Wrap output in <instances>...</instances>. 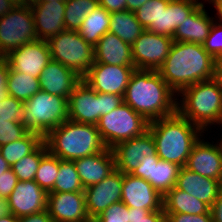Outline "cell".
<instances>
[{
    "mask_svg": "<svg viewBox=\"0 0 222 222\" xmlns=\"http://www.w3.org/2000/svg\"><path fill=\"white\" fill-rule=\"evenodd\" d=\"M176 95L157 71L135 69L123 102L150 122L177 112Z\"/></svg>",
    "mask_w": 222,
    "mask_h": 222,
    "instance_id": "obj_1",
    "label": "cell"
},
{
    "mask_svg": "<svg viewBox=\"0 0 222 222\" xmlns=\"http://www.w3.org/2000/svg\"><path fill=\"white\" fill-rule=\"evenodd\" d=\"M214 62L202 44L174 41L157 72L178 95L192 84L213 79Z\"/></svg>",
    "mask_w": 222,
    "mask_h": 222,
    "instance_id": "obj_2",
    "label": "cell"
},
{
    "mask_svg": "<svg viewBox=\"0 0 222 222\" xmlns=\"http://www.w3.org/2000/svg\"><path fill=\"white\" fill-rule=\"evenodd\" d=\"M148 130L153 136L158 157L180 167L186 166L193 145L205 133L178 112L150 121Z\"/></svg>",
    "mask_w": 222,
    "mask_h": 222,
    "instance_id": "obj_3",
    "label": "cell"
},
{
    "mask_svg": "<svg viewBox=\"0 0 222 222\" xmlns=\"http://www.w3.org/2000/svg\"><path fill=\"white\" fill-rule=\"evenodd\" d=\"M44 142L51 154L69 161L97 154L106 148L97 125L69 119L52 129L44 137Z\"/></svg>",
    "mask_w": 222,
    "mask_h": 222,
    "instance_id": "obj_4",
    "label": "cell"
},
{
    "mask_svg": "<svg viewBox=\"0 0 222 222\" xmlns=\"http://www.w3.org/2000/svg\"><path fill=\"white\" fill-rule=\"evenodd\" d=\"M177 112L203 131L222 120V89L213 80L192 84L178 95ZM183 97V98H182Z\"/></svg>",
    "mask_w": 222,
    "mask_h": 222,
    "instance_id": "obj_5",
    "label": "cell"
},
{
    "mask_svg": "<svg viewBox=\"0 0 222 222\" xmlns=\"http://www.w3.org/2000/svg\"><path fill=\"white\" fill-rule=\"evenodd\" d=\"M25 106V129L43 138L68 120V98L38 91Z\"/></svg>",
    "mask_w": 222,
    "mask_h": 222,
    "instance_id": "obj_6",
    "label": "cell"
},
{
    "mask_svg": "<svg viewBox=\"0 0 222 222\" xmlns=\"http://www.w3.org/2000/svg\"><path fill=\"white\" fill-rule=\"evenodd\" d=\"M122 103L121 95L96 92L81 80L69 95L68 119L97 125L101 116L110 113Z\"/></svg>",
    "mask_w": 222,
    "mask_h": 222,
    "instance_id": "obj_7",
    "label": "cell"
},
{
    "mask_svg": "<svg viewBox=\"0 0 222 222\" xmlns=\"http://www.w3.org/2000/svg\"><path fill=\"white\" fill-rule=\"evenodd\" d=\"M47 42L51 60L60 62L82 78L95 62L94 46L87 43L78 31L64 30Z\"/></svg>",
    "mask_w": 222,
    "mask_h": 222,
    "instance_id": "obj_8",
    "label": "cell"
},
{
    "mask_svg": "<svg viewBox=\"0 0 222 222\" xmlns=\"http://www.w3.org/2000/svg\"><path fill=\"white\" fill-rule=\"evenodd\" d=\"M149 122L124 102L100 117L97 123L100 137L106 148L142 135L148 130Z\"/></svg>",
    "mask_w": 222,
    "mask_h": 222,
    "instance_id": "obj_9",
    "label": "cell"
},
{
    "mask_svg": "<svg viewBox=\"0 0 222 222\" xmlns=\"http://www.w3.org/2000/svg\"><path fill=\"white\" fill-rule=\"evenodd\" d=\"M36 40L34 16L29 5L15 6L0 17V56Z\"/></svg>",
    "mask_w": 222,
    "mask_h": 222,
    "instance_id": "obj_10",
    "label": "cell"
},
{
    "mask_svg": "<svg viewBox=\"0 0 222 222\" xmlns=\"http://www.w3.org/2000/svg\"><path fill=\"white\" fill-rule=\"evenodd\" d=\"M174 40L170 36L144 30L131 45L136 69L157 71L167 58Z\"/></svg>",
    "mask_w": 222,
    "mask_h": 222,
    "instance_id": "obj_11",
    "label": "cell"
},
{
    "mask_svg": "<svg viewBox=\"0 0 222 222\" xmlns=\"http://www.w3.org/2000/svg\"><path fill=\"white\" fill-rule=\"evenodd\" d=\"M135 66L93 63L82 80L99 93L125 94Z\"/></svg>",
    "mask_w": 222,
    "mask_h": 222,
    "instance_id": "obj_12",
    "label": "cell"
},
{
    "mask_svg": "<svg viewBox=\"0 0 222 222\" xmlns=\"http://www.w3.org/2000/svg\"><path fill=\"white\" fill-rule=\"evenodd\" d=\"M112 149L115 168L131 174L145 157L158 156L153 136L149 130L142 135L116 144Z\"/></svg>",
    "mask_w": 222,
    "mask_h": 222,
    "instance_id": "obj_13",
    "label": "cell"
},
{
    "mask_svg": "<svg viewBox=\"0 0 222 222\" xmlns=\"http://www.w3.org/2000/svg\"><path fill=\"white\" fill-rule=\"evenodd\" d=\"M10 69L39 78L42 70L51 61L48 42L36 40L20 46L6 56Z\"/></svg>",
    "mask_w": 222,
    "mask_h": 222,
    "instance_id": "obj_14",
    "label": "cell"
},
{
    "mask_svg": "<svg viewBox=\"0 0 222 222\" xmlns=\"http://www.w3.org/2000/svg\"><path fill=\"white\" fill-rule=\"evenodd\" d=\"M123 173L115 169L99 183L84 189L87 213L94 219L113 203L121 201Z\"/></svg>",
    "mask_w": 222,
    "mask_h": 222,
    "instance_id": "obj_15",
    "label": "cell"
},
{
    "mask_svg": "<svg viewBox=\"0 0 222 222\" xmlns=\"http://www.w3.org/2000/svg\"><path fill=\"white\" fill-rule=\"evenodd\" d=\"M47 211L54 222H92L84 192L48 193Z\"/></svg>",
    "mask_w": 222,
    "mask_h": 222,
    "instance_id": "obj_16",
    "label": "cell"
},
{
    "mask_svg": "<svg viewBox=\"0 0 222 222\" xmlns=\"http://www.w3.org/2000/svg\"><path fill=\"white\" fill-rule=\"evenodd\" d=\"M203 136L193 145L186 168L197 174L222 181V144L206 142Z\"/></svg>",
    "mask_w": 222,
    "mask_h": 222,
    "instance_id": "obj_17",
    "label": "cell"
},
{
    "mask_svg": "<svg viewBox=\"0 0 222 222\" xmlns=\"http://www.w3.org/2000/svg\"><path fill=\"white\" fill-rule=\"evenodd\" d=\"M47 194L34 180L18 181L7 198L9 211L19 218L47 210Z\"/></svg>",
    "mask_w": 222,
    "mask_h": 222,
    "instance_id": "obj_18",
    "label": "cell"
},
{
    "mask_svg": "<svg viewBox=\"0 0 222 222\" xmlns=\"http://www.w3.org/2000/svg\"><path fill=\"white\" fill-rule=\"evenodd\" d=\"M121 201L128 207L164 210L163 196L145 179L123 174Z\"/></svg>",
    "mask_w": 222,
    "mask_h": 222,
    "instance_id": "obj_19",
    "label": "cell"
},
{
    "mask_svg": "<svg viewBox=\"0 0 222 222\" xmlns=\"http://www.w3.org/2000/svg\"><path fill=\"white\" fill-rule=\"evenodd\" d=\"M145 158L131 174L147 180L164 196L176 185L181 167L177 164L161 160L158 156Z\"/></svg>",
    "mask_w": 222,
    "mask_h": 222,
    "instance_id": "obj_20",
    "label": "cell"
},
{
    "mask_svg": "<svg viewBox=\"0 0 222 222\" xmlns=\"http://www.w3.org/2000/svg\"><path fill=\"white\" fill-rule=\"evenodd\" d=\"M30 7L34 16L35 32L38 39L48 41L66 30L64 24L65 1H38Z\"/></svg>",
    "mask_w": 222,
    "mask_h": 222,
    "instance_id": "obj_21",
    "label": "cell"
},
{
    "mask_svg": "<svg viewBox=\"0 0 222 222\" xmlns=\"http://www.w3.org/2000/svg\"><path fill=\"white\" fill-rule=\"evenodd\" d=\"M82 77L60 62L51 60L39 76L40 89L52 95L69 98Z\"/></svg>",
    "mask_w": 222,
    "mask_h": 222,
    "instance_id": "obj_22",
    "label": "cell"
},
{
    "mask_svg": "<svg viewBox=\"0 0 222 222\" xmlns=\"http://www.w3.org/2000/svg\"><path fill=\"white\" fill-rule=\"evenodd\" d=\"M74 164L84 189L99 183L116 169L114 155L110 148L76 159Z\"/></svg>",
    "mask_w": 222,
    "mask_h": 222,
    "instance_id": "obj_23",
    "label": "cell"
},
{
    "mask_svg": "<svg viewBox=\"0 0 222 222\" xmlns=\"http://www.w3.org/2000/svg\"><path fill=\"white\" fill-rule=\"evenodd\" d=\"M175 186L203 201L209 207L222 191V181L201 176L185 166L180 168Z\"/></svg>",
    "mask_w": 222,
    "mask_h": 222,
    "instance_id": "obj_24",
    "label": "cell"
},
{
    "mask_svg": "<svg viewBox=\"0 0 222 222\" xmlns=\"http://www.w3.org/2000/svg\"><path fill=\"white\" fill-rule=\"evenodd\" d=\"M200 0H161L158 34L173 37L175 30L202 3Z\"/></svg>",
    "mask_w": 222,
    "mask_h": 222,
    "instance_id": "obj_25",
    "label": "cell"
},
{
    "mask_svg": "<svg viewBox=\"0 0 222 222\" xmlns=\"http://www.w3.org/2000/svg\"><path fill=\"white\" fill-rule=\"evenodd\" d=\"M95 62L109 65L134 66L131 45L107 32L94 46Z\"/></svg>",
    "mask_w": 222,
    "mask_h": 222,
    "instance_id": "obj_26",
    "label": "cell"
},
{
    "mask_svg": "<svg viewBox=\"0 0 222 222\" xmlns=\"http://www.w3.org/2000/svg\"><path fill=\"white\" fill-rule=\"evenodd\" d=\"M214 17H210L201 3L175 30L172 37L175 42L203 44L209 35Z\"/></svg>",
    "mask_w": 222,
    "mask_h": 222,
    "instance_id": "obj_27",
    "label": "cell"
},
{
    "mask_svg": "<svg viewBox=\"0 0 222 222\" xmlns=\"http://www.w3.org/2000/svg\"><path fill=\"white\" fill-rule=\"evenodd\" d=\"M164 213L206 214L210 207L203 201L174 186L163 196Z\"/></svg>",
    "mask_w": 222,
    "mask_h": 222,
    "instance_id": "obj_28",
    "label": "cell"
},
{
    "mask_svg": "<svg viewBox=\"0 0 222 222\" xmlns=\"http://www.w3.org/2000/svg\"><path fill=\"white\" fill-rule=\"evenodd\" d=\"M110 33L115 34L125 43L132 45L145 28L136 19L135 13L123 10L110 13Z\"/></svg>",
    "mask_w": 222,
    "mask_h": 222,
    "instance_id": "obj_29",
    "label": "cell"
},
{
    "mask_svg": "<svg viewBox=\"0 0 222 222\" xmlns=\"http://www.w3.org/2000/svg\"><path fill=\"white\" fill-rule=\"evenodd\" d=\"M110 13L98 6L83 20L78 32L92 46H95L103 35L109 31Z\"/></svg>",
    "mask_w": 222,
    "mask_h": 222,
    "instance_id": "obj_30",
    "label": "cell"
},
{
    "mask_svg": "<svg viewBox=\"0 0 222 222\" xmlns=\"http://www.w3.org/2000/svg\"><path fill=\"white\" fill-rule=\"evenodd\" d=\"M44 138L33 132H27L22 138L14 142L0 146V154L11 167L13 164L34 152L42 143Z\"/></svg>",
    "mask_w": 222,
    "mask_h": 222,
    "instance_id": "obj_31",
    "label": "cell"
},
{
    "mask_svg": "<svg viewBox=\"0 0 222 222\" xmlns=\"http://www.w3.org/2000/svg\"><path fill=\"white\" fill-rule=\"evenodd\" d=\"M40 90L39 78L9 68L6 95L25 102Z\"/></svg>",
    "mask_w": 222,
    "mask_h": 222,
    "instance_id": "obj_32",
    "label": "cell"
},
{
    "mask_svg": "<svg viewBox=\"0 0 222 222\" xmlns=\"http://www.w3.org/2000/svg\"><path fill=\"white\" fill-rule=\"evenodd\" d=\"M98 6V0H65V29L78 31L85 17Z\"/></svg>",
    "mask_w": 222,
    "mask_h": 222,
    "instance_id": "obj_33",
    "label": "cell"
},
{
    "mask_svg": "<svg viewBox=\"0 0 222 222\" xmlns=\"http://www.w3.org/2000/svg\"><path fill=\"white\" fill-rule=\"evenodd\" d=\"M84 192L74 161L59 158V172L53 189L49 193Z\"/></svg>",
    "mask_w": 222,
    "mask_h": 222,
    "instance_id": "obj_34",
    "label": "cell"
},
{
    "mask_svg": "<svg viewBox=\"0 0 222 222\" xmlns=\"http://www.w3.org/2000/svg\"><path fill=\"white\" fill-rule=\"evenodd\" d=\"M47 152L46 143L43 142L34 152L13 164L11 170L17 176L18 181L34 180L39 163Z\"/></svg>",
    "mask_w": 222,
    "mask_h": 222,
    "instance_id": "obj_35",
    "label": "cell"
},
{
    "mask_svg": "<svg viewBox=\"0 0 222 222\" xmlns=\"http://www.w3.org/2000/svg\"><path fill=\"white\" fill-rule=\"evenodd\" d=\"M58 172L59 158L48 151L39 163L34 181L49 193L54 187Z\"/></svg>",
    "mask_w": 222,
    "mask_h": 222,
    "instance_id": "obj_36",
    "label": "cell"
},
{
    "mask_svg": "<svg viewBox=\"0 0 222 222\" xmlns=\"http://www.w3.org/2000/svg\"><path fill=\"white\" fill-rule=\"evenodd\" d=\"M161 12V0H148L134 13L136 19L148 31L158 34V16Z\"/></svg>",
    "mask_w": 222,
    "mask_h": 222,
    "instance_id": "obj_37",
    "label": "cell"
},
{
    "mask_svg": "<svg viewBox=\"0 0 222 222\" xmlns=\"http://www.w3.org/2000/svg\"><path fill=\"white\" fill-rule=\"evenodd\" d=\"M0 119L22 123L25 127L24 102L6 95L0 103Z\"/></svg>",
    "mask_w": 222,
    "mask_h": 222,
    "instance_id": "obj_38",
    "label": "cell"
},
{
    "mask_svg": "<svg viewBox=\"0 0 222 222\" xmlns=\"http://www.w3.org/2000/svg\"><path fill=\"white\" fill-rule=\"evenodd\" d=\"M129 207L122 201L113 203L92 222H129Z\"/></svg>",
    "mask_w": 222,
    "mask_h": 222,
    "instance_id": "obj_39",
    "label": "cell"
},
{
    "mask_svg": "<svg viewBox=\"0 0 222 222\" xmlns=\"http://www.w3.org/2000/svg\"><path fill=\"white\" fill-rule=\"evenodd\" d=\"M27 132L22 123L0 119V146L22 138Z\"/></svg>",
    "mask_w": 222,
    "mask_h": 222,
    "instance_id": "obj_40",
    "label": "cell"
},
{
    "mask_svg": "<svg viewBox=\"0 0 222 222\" xmlns=\"http://www.w3.org/2000/svg\"><path fill=\"white\" fill-rule=\"evenodd\" d=\"M204 49L214 58L222 57V23L214 21L208 37L202 44Z\"/></svg>",
    "mask_w": 222,
    "mask_h": 222,
    "instance_id": "obj_41",
    "label": "cell"
},
{
    "mask_svg": "<svg viewBox=\"0 0 222 222\" xmlns=\"http://www.w3.org/2000/svg\"><path fill=\"white\" fill-rule=\"evenodd\" d=\"M129 222H165L164 210L149 211L129 207Z\"/></svg>",
    "mask_w": 222,
    "mask_h": 222,
    "instance_id": "obj_42",
    "label": "cell"
},
{
    "mask_svg": "<svg viewBox=\"0 0 222 222\" xmlns=\"http://www.w3.org/2000/svg\"><path fill=\"white\" fill-rule=\"evenodd\" d=\"M165 222H213L211 212L189 215L184 213H165Z\"/></svg>",
    "mask_w": 222,
    "mask_h": 222,
    "instance_id": "obj_43",
    "label": "cell"
},
{
    "mask_svg": "<svg viewBox=\"0 0 222 222\" xmlns=\"http://www.w3.org/2000/svg\"><path fill=\"white\" fill-rule=\"evenodd\" d=\"M18 182L17 176L11 170L0 175V198L7 199Z\"/></svg>",
    "mask_w": 222,
    "mask_h": 222,
    "instance_id": "obj_44",
    "label": "cell"
},
{
    "mask_svg": "<svg viewBox=\"0 0 222 222\" xmlns=\"http://www.w3.org/2000/svg\"><path fill=\"white\" fill-rule=\"evenodd\" d=\"M9 72L8 62L5 56H0V103L6 96L7 76Z\"/></svg>",
    "mask_w": 222,
    "mask_h": 222,
    "instance_id": "obj_45",
    "label": "cell"
},
{
    "mask_svg": "<svg viewBox=\"0 0 222 222\" xmlns=\"http://www.w3.org/2000/svg\"><path fill=\"white\" fill-rule=\"evenodd\" d=\"M127 0H98L99 6L109 13L126 10Z\"/></svg>",
    "mask_w": 222,
    "mask_h": 222,
    "instance_id": "obj_46",
    "label": "cell"
},
{
    "mask_svg": "<svg viewBox=\"0 0 222 222\" xmlns=\"http://www.w3.org/2000/svg\"><path fill=\"white\" fill-rule=\"evenodd\" d=\"M18 222H54L47 210L18 218Z\"/></svg>",
    "mask_w": 222,
    "mask_h": 222,
    "instance_id": "obj_47",
    "label": "cell"
},
{
    "mask_svg": "<svg viewBox=\"0 0 222 222\" xmlns=\"http://www.w3.org/2000/svg\"><path fill=\"white\" fill-rule=\"evenodd\" d=\"M213 222H222V191L210 207Z\"/></svg>",
    "mask_w": 222,
    "mask_h": 222,
    "instance_id": "obj_48",
    "label": "cell"
},
{
    "mask_svg": "<svg viewBox=\"0 0 222 222\" xmlns=\"http://www.w3.org/2000/svg\"><path fill=\"white\" fill-rule=\"evenodd\" d=\"M213 80L222 89V57L215 59Z\"/></svg>",
    "mask_w": 222,
    "mask_h": 222,
    "instance_id": "obj_49",
    "label": "cell"
},
{
    "mask_svg": "<svg viewBox=\"0 0 222 222\" xmlns=\"http://www.w3.org/2000/svg\"><path fill=\"white\" fill-rule=\"evenodd\" d=\"M148 0H127L126 10L135 12L139 7H141Z\"/></svg>",
    "mask_w": 222,
    "mask_h": 222,
    "instance_id": "obj_50",
    "label": "cell"
},
{
    "mask_svg": "<svg viewBox=\"0 0 222 222\" xmlns=\"http://www.w3.org/2000/svg\"><path fill=\"white\" fill-rule=\"evenodd\" d=\"M15 5L9 0H0V17L10 12Z\"/></svg>",
    "mask_w": 222,
    "mask_h": 222,
    "instance_id": "obj_51",
    "label": "cell"
},
{
    "mask_svg": "<svg viewBox=\"0 0 222 222\" xmlns=\"http://www.w3.org/2000/svg\"><path fill=\"white\" fill-rule=\"evenodd\" d=\"M209 1V2H208ZM206 2L213 4L217 13L215 15L218 17L217 21L222 23V0H206Z\"/></svg>",
    "mask_w": 222,
    "mask_h": 222,
    "instance_id": "obj_52",
    "label": "cell"
},
{
    "mask_svg": "<svg viewBox=\"0 0 222 222\" xmlns=\"http://www.w3.org/2000/svg\"><path fill=\"white\" fill-rule=\"evenodd\" d=\"M10 213L7 199L0 198V216Z\"/></svg>",
    "mask_w": 222,
    "mask_h": 222,
    "instance_id": "obj_53",
    "label": "cell"
},
{
    "mask_svg": "<svg viewBox=\"0 0 222 222\" xmlns=\"http://www.w3.org/2000/svg\"><path fill=\"white\" fill-rule=\"evenodd\" d=\"M11 167L7 163V161L3 158V156L0 154V175H2L4 172L9 170Z\"/></svg>",
    "mask_w": 222,
    "mask_h": 222,
    "instance_id": "obj_54",
    "label": "cell"
},
{
    "mask_svg": "<svg viewBox=\"0 0 222 222\" xmlns=\"http://www.w3.org/2000/svg\"><path fill=\"white\" fill-rule=\"evenodd\" d=\"M0 222H18V218L9 213L8 215L0 216Z\"/></svg>",
    "mask_w": 222,
    "mask_h": 222,
    "instance_id": "obj_55",
    "label": "cell"
},
{
    "mask_svg": "<svg viewBox=\"0 0 222 222\" xmlns=\"http://www.w3.org/2000/svg\"><path fill=\"white\" fill-rule=\"evenodd\" d=\"M38 0H19V6L20 5H33L34 3H37Z\"/></svg>",
    "mask_w": 222,
    "mask_h": 222,
    "instance_id": "obj_56",
    "label": "cell"
},
{
    "mask_svg": "<svg viewBox=\"0 0 222 222\" xmlns=\"http://www.w3.org/2000/svg\"><path fill=\"white\" fill-rule=\"evenodd\" d=\"M12 2L15 6H19V0H9Z\"/></svg>",
    "mask_w": 222,
    "mask_h": 222,
    "instance_id": "obj_57",
    "label": "cell"
},
{
    "mask_svg": "<svg viewBox=\"0 0 222 222\" xmlns=\"http://www.w3.org/2000/svg\"><path fill=\"white\" fill-rule=\"evenodd\" d=\"M38 1H44V2H53V1H55V0H38ZM56 1H65V0H56Z\"/></svg>",
    "mask_w": 222,
    "mask_h": 222,
    "instance_id": "obj_58",
    "label": "cell"
}]
</instances>
